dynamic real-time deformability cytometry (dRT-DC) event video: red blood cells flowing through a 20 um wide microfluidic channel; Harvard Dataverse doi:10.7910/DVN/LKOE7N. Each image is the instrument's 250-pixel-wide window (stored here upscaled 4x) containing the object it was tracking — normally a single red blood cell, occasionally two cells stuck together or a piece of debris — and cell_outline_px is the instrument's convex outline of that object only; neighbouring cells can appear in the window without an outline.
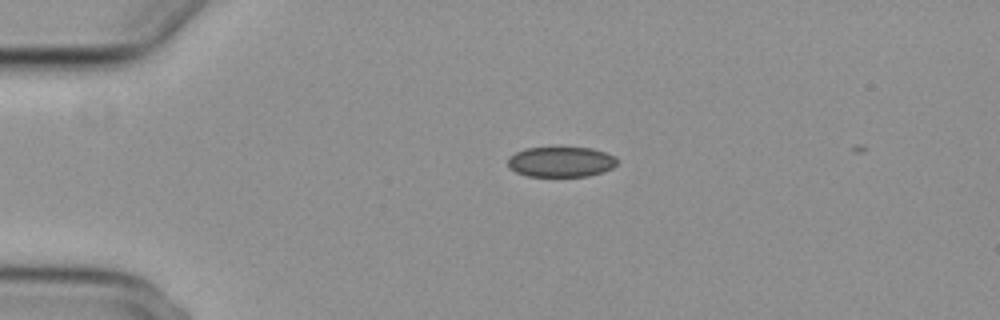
{"species": "common noctule bat (a hibernating species)", "species_latin": "Nyctalus noctula", "temperature_condition": "cold", "stored_images_in_passage": 6, "camera_frame_rate_fps": 3000, "um_per_image_px": 0.085, "animal": {"sex": "female", "body_mass_g": 29.2, "forearm_length_mm": 56.3}, "frame": {"image": 1, "passage_image": 1, "time_ms": 0.0, "image_size_px": [1000, 320], "cell_outline_px": [[620, 160], [612, 168], [588, 176], [528, 176], [516, 172], [508, 168], [508, 156], [524, 148], [592, 148], [616, 156]], "centroid_in_image_um": [47.67, 13.75], "position_along_channel_um": 37.3, "area_um2": 19.31}}